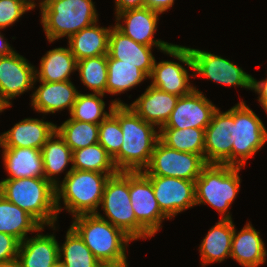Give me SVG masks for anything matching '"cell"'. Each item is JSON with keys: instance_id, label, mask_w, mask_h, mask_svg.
I'll list each match as a JSON object with an SVG mask.
<instances>
[{"instance_id": "44dd1931", "label": "cell", "mask_w": 267, "mask_h": 267, "mask_svg": "<svg viewBox=\"0 0 267 267\" xmlns=\"http://www.w3.org/2000/svg\"><path fill=\"white\" fill-rule=\"evenodd\" d=\"M17 260L21 267H54L59 263V243L53 234L27 237L20 242Z\"/></svg>"}, {"instance_id": "4fadbf2b", "label": "cell", "mask_w": 267, "mask_h": 267, "mask_svg": "<svg viewBox=\"0 0 267 267\" xmlns=\"http://www.w3.org/2000/svg\"><path fill=\"white\" fill-rule=\"evenodd\" d=\"M129 194L136 220L153 236L168 219L160 210L151 181L141 172H129Z\"/></svg>"}, {"instance_id": "b9f144b4", "label": "cell", "mask_w": 267, "mask_h": 267, "mask_svg": "<svg viewBox=\"0 0 267 267\" xmlns=\"http://www.w3.org/2000/svg\"><path fill=\"white\" fill-rule=\"evenodd\" d=\"M146 1V7L155 10L159 13L167 12L168 9H170L173 4L174 0H145Z\"/></svg>"}, {"instance_id": "ab89813d", "label": "cell", "mask_w": 267, "mask_h": 267, "mask_svg": "<svg viewBox=\"0 0 267 267\" xmlns=\"http://www.w3.org/2000/svg\"><path fill=\"white\" fill-rule=\"evenodd\" d=\"M251 90H254L255 93L259 94L258 101L267 113V78L261 81H257L252 77Z\"/></svg>"}, {"instance_id": "f546056e", "label": "cell", "mask_w": 267, "mask_h": 267, "mask_svg": "<svg viewBox=\"0 0 267 267\" xmlns=\"http://www.w3.org/2000/svg\"><path fill=\"white\" fill-rule=\"evenodd\" d=\"M65 242L59 245V263L64 267H103L90 249L85 245L83 239L70 226Z\"/></svg>"}, {"instance_id": "603a6c76", "label": "cell", "mask_w": 267, "mask_h": 267, "mask_svg": "<svg viewBox=\"0 0 267 267\" xmlns=\"http://www.w3.org/2000/svg\"><path fill=\"white\" fill-rule=\"evenodd\" d=\"M267 251L260 232L252 224L246 225L237 234L235 226L230 257L243 267H259L265 264Z\"/></svg>"}, {"instance_id": "f1b7e54d", "label": "cell", "mask_w": 267, "mask_h": 267, "mask_svg": "<svg viewBox=\"0 0 267 267\" xmlns=\"http://www.w3.org/2000/svg\"><path fill=\"white\" fill-rule=\"evenodd\" d=\"M41 153L45 179L56 186L60 183L56 180V175L63 172L70 163L72 169L73 151L59 133L55 131L41 148Z\"/></svg>"}, {"instance_id": "83f0119b", "label": "cell", "mask_w": 267, "mask_h": 267, "mask_svg": "<svg viewBox=\"0 0 267 267\" xmlns=\"http://www.w3.org/2000/svg\"><path fill=\"white\" fill-rule=\"evenodd\" d=\"M74 71H77V60L69 46L55 48L41 57L40 68L35 69V81H70L69 77Z\"/></svg>"}, {"instance_id": "60d3db41", "label": "cell", "mask_w": 267, "mask_h": 267, "mask_svg": "<svg viewBox=\"0 0 267 267\" xmlns=\"http://www.w3.org/2000/svg\"><path fill=\"white\" fill-rule=\"evenodd\" d=\"M116 15L131 9H141L146 7L145 0H115Z\"/></svg>"}, {"instance_id": "277c9868", "label": "cell", "mask_w": 267, "mask_h": 267, "mask_svg": "<svg viewBox=\"0 0 267 267\" xmlns=\"http://www.w3.org/2000/svg\"><path fill=\"white\" fill-rule=\"evenodd\" d=\"M112 175L95 171L69 169L61 184L55 186L57 212L63 206L73 217L82 214H96L102 201L105 185Z\"/></svg>"}, {"instance_id": "7402d4cb", "label": "cell", "mask_w": 267, "mask_h": 267, "mask_svg": "<svg viewBox=\"0 0 267 267\" xmlns=\"http://www.w3.org/2000/svg\"><path fill=\"white\" fill-rule=\"evenodd\" d=\"M6 179L45 178L40 149L28 147H2Z\"/></svg>"}, {"instance_id": "4316f807", "label": "cell", "mask_w": 267, "mask_h": 267, "mask_svg": "<svg viewBox=\"0 0 267 267\" xmlns=\"http://www.w3.org/2000/svg\"><path fill=\"white\" fill-rule=\"evenodd\" d=\"M97 24L83 28L68 39L71 53L77 61L108 54L111 27H99Z\"/></svg>"}, {"instance_id": "7bdbcfd3", "label": "cell", "mask_w": 267, "mask_h": 267, "mask_svg": "<svg viewBox=\"0 0 267 267\" xmlns=\"http://www.w3.org/2000/svg\"><path fill=\"white\" fill-rule=\"evenodd\" d=\"M15 50H13V47L9 45L7 40H4V35H1L0 33V56L3 55H11Z\"/></svg>"}, {"instance_id": "6da1fadb", "label": "cell", "mask_w": 267, "mask_h": 267, "mask_svg": "<svg viewBox=\"0 0 267 267\" xmlns=\"http://www.w3.org/2000/svg\"><path fill=\"white\" fill-rule=\"evenodd\" d=\"M118 121L123 133L120 151L112 158L118 171H143L150 163L159 130L140 118L129 106L118 105Z\"/></svg>"}, {"instance_id": "ffe728a7", "label": "cell", "mask_w": 267, "mask_h": 267, "mask_svg": "<svg viewBox=\"0 0 267 267\" xmlns=\"http://www.w3.org/2000/svg\"><path fill=\"white\" fill-rule=\"evenodd\" d=\"M41 85L33 92L31 106L39 113H55L65 108L69 114L73 108L79 91L70 81L45 82L39 81Z\"/></svg>"}, {"instance_id": "74e56055", "label": "cell", "mask_w": 267, "mask_h": 267, "mask_svg": "<svg viewBox=\"0 0 267 267\" xmlns=\"http://www.w3.org/2000/svg\"><path fill=\"white\" fill-rule=\"evenodd\" d=\"M29 10L33 9L23 0H0V30L14 24Z\"/></svg>"}, {"instance_id": "3957f363", "label": "cell", "mask_w": 267, "mask_h": 267, "mask_svg": "<svg viewBox=\"0 0 267 267\" xmlns=\"http://www.w3.org/2000/svg\"><path fill=\"white\" fill-rule=\"evenodd\" d=\"M0 194L34 217L43 227L57 221L55 185L45 178L4 179Z\"/></svg>"}, {"instance_id": "30bf717a", "label": "cell", "mask_w": 267, "mask_h": 267, "mask_svg": "<svg viewBox=\"0 0 267 267\" xmlns=\"http://www.w3.org/2000/svg\"><path fill=\"white\" fill-rule=\"evenodd\" d=\"M207 165L202 155L171 149L158 140L144 175H157L195 181Z\"/></svg>"}, {"instance_id": "836d02e7", "label": "cell", "mask_w": 267, "mask_h": 267, "mask_svg": "<svg viewBox=\"0 0 267 267\" xmlns=\"http://www.w3.org/2000/svg\"><path fill=\"white\" fill-rule=\"evenodd\" d=\"M72 162V169L76 170L95 171L108 175H114L118 172L112 157L99 143L74 150Z\"/></svg>"}, {"instance_id": "d590c367", "label": "cell", "mask_w": 267, "mask_h": 267, "mask_svg": "<svg viewBox=\"0 0 267 267\" xmlns=\"http://www.w3.org/2000/svg\"><path fill=\"white\" fill-rule=\"evenodd\" d=\"M80 80L93 93L106 94L108 78L107 54L77 61Z\"/></svg>"}, {"instance_id": "e0dca14e", "label": "cell", "mask_w": 267, "mask_h": 267, "mask_svg": "<svg viewBox=\"0 0 267 267\" xmlns=\"http://www.w3.org/2000/svg\"><path fill=\"white\" fill-rule=\"evenodd\" d=\"M151 50L152 46L135 42L115 26L111 28L107 59H117L119 63L135 64L136 67L150 76L155 63V57Z\"/></svg>"}, {"instance_id": "1f68e13d", "label": "cell", "mask_w": 267, "mask_h": 267, "mask_svg": "<svg viewBox=\"0 0 267 267\" xmlns=\"http://www.w3.org/2000/svg\"><path fill=\"white\" fill-rule=\"evenodd\" d=\"M204 135L205 129L199 128H161L159 140L167 147L204 157Z\"/></svg>"}, {"instance_id": "bcb514c9", "label": "cell", "mask_w": 267, "mask_h": 267, "mask_svg": "<svg viewBox=\"0 0 267 267\" xmlns=\"http://www.w3.org/2000/svg\"><path fill=\"white\" fill-rule=\"evenodd\" d=\"M103 267H129L128 264H122V265H104Z\"/></svg>"}, {"instance_id": "5bb4252c", "label": "cell", "mask_w": 267, "mask_h": 267, "mask_svg": "<svg viewBox=\"0 0 267 267\" xmlns=\"http://www.w3.org/2000/svg\"><path fill=\"white\" fill-rule=\"evenodd\" d=\"M35 67L16 51L0 56V101L8 108L10 100L34 88Z\"/></svg>"}, {"instance_id": "4dcf8cb0", "label": "cell", "mask_w": 267, "mask_h": 267, "mask_svg": "<svg viewBox=\"0 0 267 267\" xmlns=\"http://www.w3.org/2000/svg\"><path fill=\"white\" fill-rule=\"evenodd\" d=\"M108 78L106 93L121 94L140 84L149 76L135 64L119 63L117 59H107Z\"/></svg>"}, {"instance_id": "8992f818", "label": "cell", "mask_w": 267, "mask_h": 267, "mask_svg": "<svg viewBox=\"0 0 267 267\" xmlns=\"http://www.w3.org/2000/svg\"><path fill=\"white\" fill-rule=\"evenodd\" d=\"M241 168L227 164H207L195 180L196 205L208 204L221 214L220 219L231 220L228 209L240 189Z\"/></svg>"}, {"instance_id": "d4e9b609", "label": "cell", "mask_w": 267, "mask_h": 267, "mask_svg": "<svg viewBox=\"0 0 267 267\" xmlns=\"http://www.w3.org/2000/svg\"><path fill=\"white\" fill-rule=\"evenodd\" d=\"M150 78L151 86L179 97L189 94L194 89L189 82L188 70L179 62L170 60L157 63L155 60Z\"/></svg>"}, {"instance_id": "8d00e7d4", "label": "cell", "mask_w": 267, "mask_h": 267, "mask_svg": "<svg viewBox=\"0 0 267 267\" xmlns=\"http://www.w3.org/2000/svg\"><path fill=\"white\" fill-rule=\"evenodd\" d=\"M122 142L123 133L118 121V105H115L112 113L99 123L98 143L113 158L120 151Z\"/></svg>"}, {"instance_id": "f6af8a7d", "label": "cell", "mask_w": 267, "mask_h": 267, "mask_svg": "<svg viewBox=\"0 0 267 267\" xmlns=\"http://www.w3.org/2000/svg\"><path fill=\"white\" fill-rule=\"evenodd\" d=\"M25 1L32 9L36 7V3L34 2L35 0H23Z\"/></svg>"}, {"instance_id": "7dc6e473", "label": "cell", "mask_w": 267, "mask_h": 267, "mask_svg": "<svg viewBox=\"0 0 267 267\" xmlns=\"http://www.w3.org/2000/svg\"><path fill=\"white\" fill-rule=\"evenodd\" d=\"M7 107L0 101V113L4 111Z\"/></svg>"}, {"instance_id": "d6a6232c", "label": "cell", "mask_w": 267, "mask_h": 267, "mask_svg": "<svg viewBox=\"0 0 267 267\" xmlns=\"http://www.w3.org/2000/svg\"><path fill=\"white\" fill-rule=\"evenodd\" d=\"M101 97L103 98L104 94H81L79 92L70 112L71 118L77 121L99 124L112 113L115 105H125L121 100H113L111 101L109 111L107 112L104 110L105 102Z\"/></svg>"}, {"instance_id": "d6986e66", "label": "cell", "mask_w": 267, "mask_h": 267, "mask_svg": "<svg viewBox=\"0 0 267 267\" xmlns=\"http://www.w3.org/2000/svg\"><path fill=\"white\" fill-rule=\"evenodd\" d=\"M178 99L179 96L166 93L150 85L138 99L128 106L140 118L158 126L157 128L160 130L170 118Z\"/></svg>"}, {"instance_id": "8fae6325", "label": "cell", "mask_w": 267, "mask_h": 267, "mask_svg": "<svg viewBox=\"0 0 267 267\" xmlns=\"http://www.w3.org/2000/svg\"><path fill=\"white\" fill-rule=\"evenodd\" d=\"M234 142V106L225 112L216 109L204 135V159L207 164L232 165Z\"/></svg>"}, {"instance_id": "7c38bea8", "label": "cell", "mask_w": 267, "mask_h": 267, "mask_svg": "<svg viewBox=\"0 0 267 267\" xmlns=\"http://www.w3.org/2000/svg\"><path fill=\"white\" fill-rule=\"evenodd\" d=\"M152 183L161 212L169 219L196 205L195 181L145 175Z\"/></svg>"}, {"instance_id": "ba28073f", "label": "cell", "mask_w": 267, "mask_h": 267, "mask_svg": "<svg viewBox=\"0 0 267 267\" xmlns=\"http://www.w3.org/2000/svg\"><path fill=\"white\" fill-rule=\"evenodd\" d=\"M100 205L107 218L99 212L96 215L123 230L133 240L152 237L136 220L129 194V172L118 171L109 177Z\"/></svg>"}, {"instance_id": "ee69618b", "label": "cell", "mask_w": 267, "mask_h": 267, "mask_svg": "<svg viewBox=\"0 0 267 267\" xmlns=\"http://www.w3.org/2000/svg\"><path fill=\"white\" fill-rule=\"evenodd\" d=\"M0 267H21L20 263L18 262V260H14L8 263H3L0 264Z\"/></svg>"}, {"instance_id": "f35d334b", "label": "cell", "mask_w": 267, "mask_h": 267, "mask_svg": "<svg viewBox=\"0 0 267 267\" xmlns=\"http://www.w3.org/2000/svg\"><path fill=\"white\" fill-rule=\"evenodd\" d=\"M19 245L20 242L15 237L0 232V264L16 260Z\"/></svg>"}, {"instance_id": "7a4b0ae2", "label": "cell", "mask_w": 267, "mask_h": 267, "mask_svg": "<svg viewBox=\"0 0 267 267\" xmlns=\"http://www.w3.org/2000/svg\"><path fill=\"white\" fill-rule=\"evenodd\" d=\"M73 218L71 227L99 261L104 265L128 264L126 248L134 240L123 230L96 214H82Z\"/></svg>"}, {"instance_id": "ac0fdd59", "label": "cell", "mask_w": 267, "mask_h": 267, "mask_svg": "<svg viewBox=\"0 0 267 267\" xmlns=\"http://www.w3.org/2000/svg\"><path fill=\"white\" fill-rule=\"evenodd\" d=\"M52 122L26 118L0 135V147H28L40 149L56 131Z\"/></svg>"}, {"instance_id": "484cf974", "label": "cell", "mask_w": 267, "mask_h": 267, "mask_svg": "<svg viewBox=\"0 0 267 267\" xmlns=\"http://www.w3.org/2000/svg\"><path fill=\"white\" fill-rule=\"evenodd\" d=\"M44 227L29 213L0 194V232L24 241L27 233L43 231Z\"/></svg>"}, {"instance_id": "e575fe53", "label": "cell", "mask_w": 267, "mask_h": 267, "mask_svg": "<svg viewBox=\"0 0 267 267\" xmlns=\"http://www.w3.org/2000/svg\"><path fill=\"white\" fill-rule=\"evenodd\" d=\"M56 131L72 151L98 143L99 124L77 121L71 117Z\"/></svg>"}, {"instance_id": "52a82bcc", "label": "cell", "mask_w": 267, "mask_h": 267, "mask_svg": "<svg viewBox=\"0 0 267 267\" xmlns=\"http://www.w3.org/2000/svg\"><path fill=\"white\" fill-rule=\"evenodd\" d=\"M164 53L175 57L192 69L194 71L192 77L202 75L219 84L251 89L252 76L221 56L175 44Z\"/></svg>"}, {"instance_id": "9c48e42d", "label": "cell", "mask_w": 267, "mask_h": 267, "mask_svg": "<svg viewBox=\"0 0 267 267\" xmlns=\"http://www.w3.org/2000/svg\"><path fill=\"white\" fill-rule=\"evenodd\" d=\"M267 142V130L261 119L241 100L234 106V142L232 166L243 167Z\"/></svg>"}, {"instance_id": "2e32d148", "label": "cell", "mask_w": 267, "mask_h": 267, "mask_svg": "<svg viewBox=\"0 0 267 267\" xmlns=\"http://www.w3.org/2000/svg\"><path fill=\"white\" fill-rule=\"evenodd\" d=\"M161 13L151 10L147 7L141 9H131L123 11L116 15L115 27L125 36L130 37L135 42L146 45L156 46L158 50L164 52L173 44L154 40L155 31H157V23ZM122 22L125 24H120Z\"/></svg>"}, {"instance_id": "9a60e30c", "label": "cell", "mask_w": 267, "mask_h": 267, "mask_svg": "<svg viewBox=\"0 0 267 267\" xmlns=\"http://www.w3.org/2000/svg\"><path fill=\"white\" fill-rule=\"evenodd\" d=\"M217 107L197 90L179 97L170 118L162 128H199L206 129Z\"/></svg>"}, {"instance_id": "5b68a950", "label": "cell", "mask_w": 267, "mask_h": 267, "mask_svg": "<svg viewBox=\"0 0 267 267\" xmlns=\"http://www.w3.org/2000/svg\"><path fill=\"white\" fill-rule=\"evenodd\" d=\"M41 24L46 38L53 42L98 22L92 0H42L39 2Z\"/></svg>"}, {"instance_id": "cb8c5ba5", "label": "cell", "mask_w": 267, "mask_h": 267, "mask_svg": "<svg viewBox=\"0 0 267 267\" xmlns=\"http://www.w3.org/2000/svg\"><path fill=\"white\" fill-rule=\"evenodd\" d=\"M233 233L232 219H220L211 227L199 247L203 267L230 257Z\"/></svg>"}, {"instance_id": "c3c4849f", "label": "cell", "mask_w": 267, "mask_h": 267, "mask_svg": "<svg viewBox=\"0 0 267 267\" xmlns=\"http://www.w3.org/2000/svg\"><path fill=\"white\" fill-rule=\"evenodd\" d=\"M54 267H64L62 264L58 263L57 265H55Z\"/></svg>"}]
</instances>
